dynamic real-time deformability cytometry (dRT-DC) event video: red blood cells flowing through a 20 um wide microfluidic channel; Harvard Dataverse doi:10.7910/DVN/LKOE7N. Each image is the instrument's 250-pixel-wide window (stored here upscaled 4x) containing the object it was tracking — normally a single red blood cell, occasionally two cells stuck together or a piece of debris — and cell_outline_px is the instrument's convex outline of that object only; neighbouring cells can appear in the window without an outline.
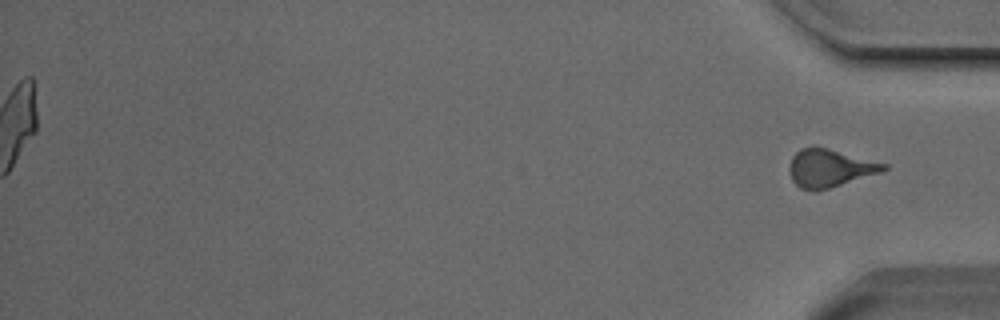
{"species": "Egyptian fruit bat (a non-hibernating species)", "species_latin": "Rousettus aegyptiacus", "temperature_condition": "cold", "stored_images_in_passage": 49, "segment_of_instrument_passage": [2, 2], "camera_frame_rate_fps": 3000, "um_per_image_px": 0.085, "animal": {"sex": "male"}, "frame": {"image": 1, "passage_image": 49, "time_ms": 16.0, "image_size_px": [1000, 320], "cell_outline_px": [[888, 168], [880, 172], [816, 192], [800, 188], [792, 180], [792, 156], [800, 148], [828, 148], [888, 164]], "centroid_in_image_um": [70.56, 14.3], "position_along_channel_um": 364.6, "area_um2": 20.23}}